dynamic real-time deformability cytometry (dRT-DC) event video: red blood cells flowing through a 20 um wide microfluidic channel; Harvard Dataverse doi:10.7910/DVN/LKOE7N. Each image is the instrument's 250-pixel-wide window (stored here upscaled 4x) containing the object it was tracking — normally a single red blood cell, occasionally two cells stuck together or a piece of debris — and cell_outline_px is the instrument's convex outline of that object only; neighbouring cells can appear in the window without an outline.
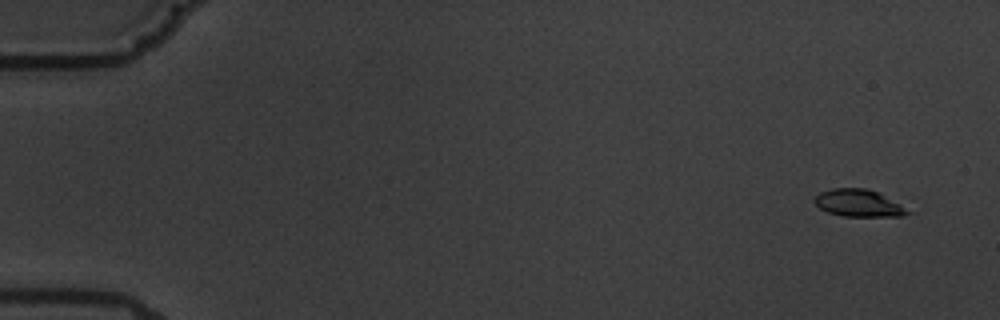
{"species": "common noctule bat (a hibernating species)", "species_latin": "Nyctalus noctula", "temperature_condition": "warm", "stored_images_in_passage": 5, "camera_frame_rate_fps": 3000, "um_per_image_px": 0.085, "animal": {"sex": "male", "body_mass_g": 19.5, "forearm_length_mm": 54.6}, "frame": {"image": 1, "passage_image": 1, "time_ms": 0.0, "image_size_px": [1000, 320], "cell_outline_px": [[916, 212], [904, 216], [844, 216], [828, 212], [820, 208], [812, 200], [820, 192], [832, 188], [864, 188], [880, 192]], "centroid_in_image_um": [73.07, 17.26], "position_along_channel_um": 11.9, "area_um2": 15.09}}
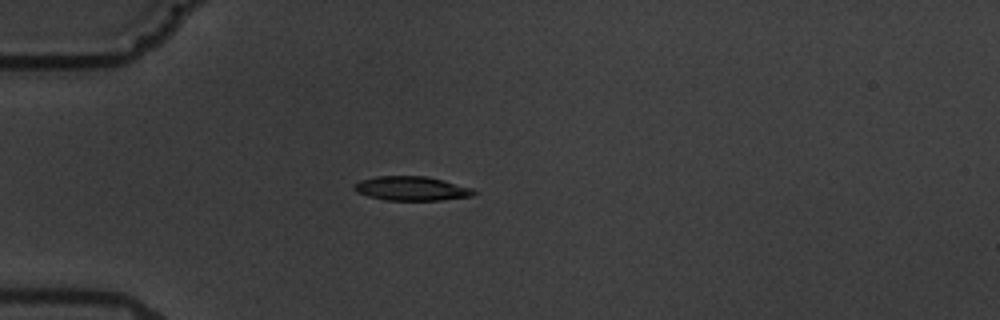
{"frame": {"image": 2, "passage_image": 5, "time_ms": 4.667, "image_size_px": [1000, 320], "cell_outline_px": [[476, 192], [472, 196], [440, 200], [384, 200], [368, 196], [356, 192], [352, 188], [360, 180], [376, 176], [424, 176], [444, 180], [472, 188]], "centroid_in_image_um": [34.96, 16.02], "position_along_channel_um": 50.0, "area_um2": 16.82}}